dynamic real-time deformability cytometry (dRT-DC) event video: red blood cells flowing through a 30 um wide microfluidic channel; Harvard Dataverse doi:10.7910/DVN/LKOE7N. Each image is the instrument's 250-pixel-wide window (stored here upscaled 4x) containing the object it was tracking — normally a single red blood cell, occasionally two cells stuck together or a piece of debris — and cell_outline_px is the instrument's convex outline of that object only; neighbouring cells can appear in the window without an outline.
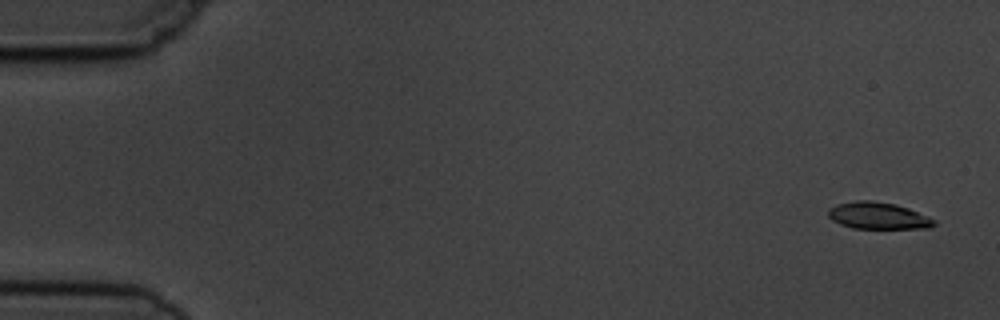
{"species": "common noctule bat (a hibernating species)", "species_latin": "Nyctalus noctula", "temperature_condition": "cold", "stored_images_in_passage": 6, "segment_of_instrument_passage": [1, 2], "camera_frame_rate_fps": 3000, "um_per_image_px": 0.085, "animal": {"sex": "male", "body_mass_g": 19.5, "forearm_length_mm": 54.6}, "frame": {"image": 1, "passage_image": 1, "time_ms": 0.0, "image_size_px": [1000, 320], "cell_outline_px": [[936, 224], [928, 228], [852, 228], [840, 224], [832, 220], [828, 216], [828, 208], [836, 204], [856, 200], [872, 200], [896, 204], [908, 208], [928, 216], [936, 220]], "centroid_in_image_um": [74.62, 18.32], "position_along_channel_um": 10.4, "area_um2": 16.65}}
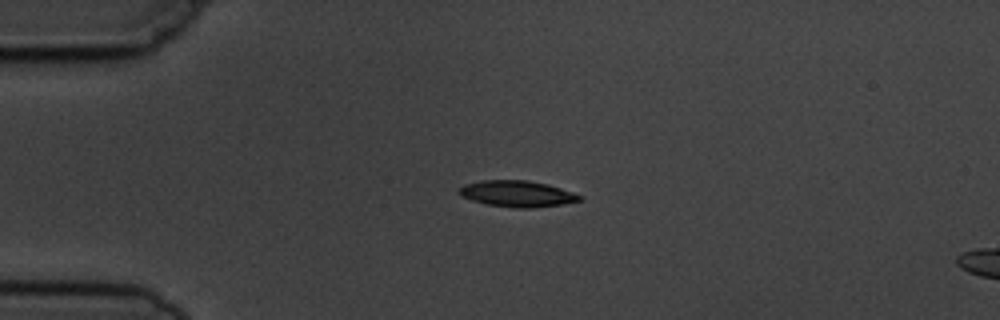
{"frame": {"image": 2, "passage_image": 4, "time_ms": 3.667, "image_size_px": [1000, 320], "cell_outline_px": [[584, 196], [580, 200], [564, 204], [532, 208], [516, 208], [488, 204], [472, 200], [460, 196], [456, 192], [456, 188], [464, 184], [484, 180], [528, 180], [548, 184]], "centroid_in_image_um": [43.92, 16.46], "position_along_channel_um": 41.1, "area_um2": 18.55}}